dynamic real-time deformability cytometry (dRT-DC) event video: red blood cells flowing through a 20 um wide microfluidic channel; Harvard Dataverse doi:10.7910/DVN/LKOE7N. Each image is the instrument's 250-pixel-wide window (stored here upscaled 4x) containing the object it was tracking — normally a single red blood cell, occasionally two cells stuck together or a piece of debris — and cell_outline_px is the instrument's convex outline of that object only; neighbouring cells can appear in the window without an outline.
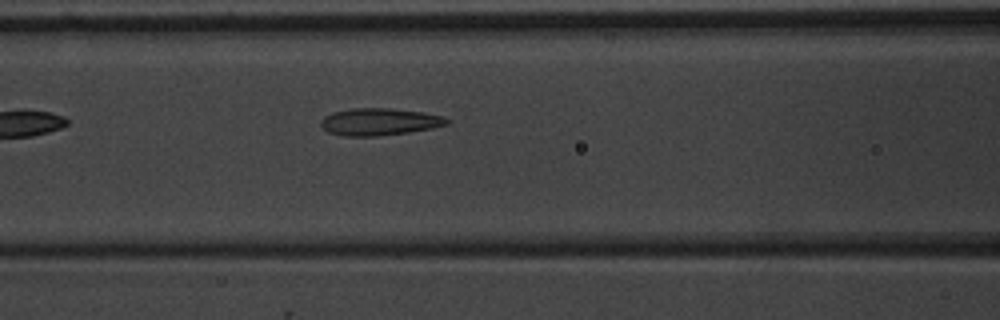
{"species": "common noctule bat (a hibernating species)", "species_latin": "Nyctalus noctula", "temperature_condition": "warm", "stored_images_in_passage": 7, "camera_frame_rate_fps": 3000, "um_per_image_px": 0.085, "animal": {"sex": "male", "body_mass_g": 20.1, "forearm_length_mm": 53.5}, "frame": {"image": 1, "passage_image": 7, "time_ms": 7.0, "image_size_px": [1000, 320], "cell_outline_px": [[448, 124], [432, 128], [408, 132], [380, 136], [344, 136], [328, 132], [320, 124], [320, 120], [324, 116], [332, 112], [352, 108], [392, 108], [420, 112], [444, 116], [448, 120]], "centroid_in_image_um": [32.21, 10.35], "position_along_channel_um": 134.4, "area_um2": 19.94}}